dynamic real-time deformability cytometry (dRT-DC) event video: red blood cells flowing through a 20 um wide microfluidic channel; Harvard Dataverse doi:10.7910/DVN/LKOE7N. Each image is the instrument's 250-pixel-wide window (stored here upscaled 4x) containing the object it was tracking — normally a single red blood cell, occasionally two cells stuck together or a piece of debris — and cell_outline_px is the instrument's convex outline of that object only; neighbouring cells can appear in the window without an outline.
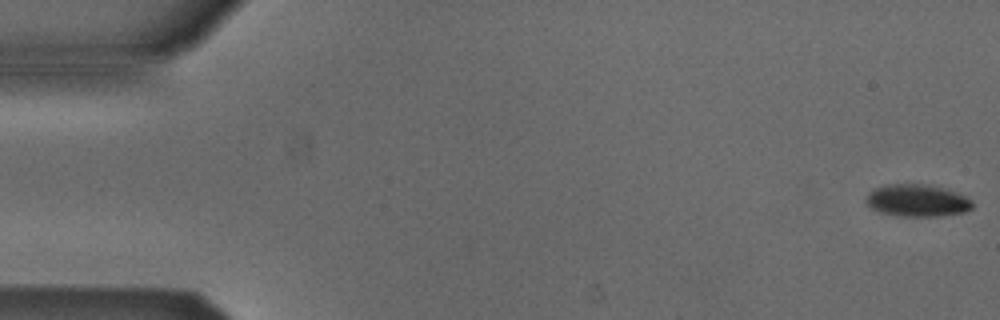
{"species": "Egyptian fruit bat (a non-hibernating species)", "species_latin": "Rousettus aegyptiacus", "temperature_condition": "cold", "stored_images_in_passage": 53, "camera_frame_rate_fps": 3000, "um_per_image_px": 0.085, "animal": {"sex": "male"}, "frame": {"image": 1, "passage_image": 1, "time_ms": 0.0, "image_size_px": [1000, 320], "cell_outline_px": [[972, 208], [964, 212], [940, 216], [896, 216], [880, 212], [872, 208], [864, 200], [868, 192], [876, 188], [892, 184], [924, 184], [956, 192], [972, 200]], "centroid_in_image_um": [77.94, 17.06], "position_along_channel_um": 7.1, "area_um2": 19.77}}
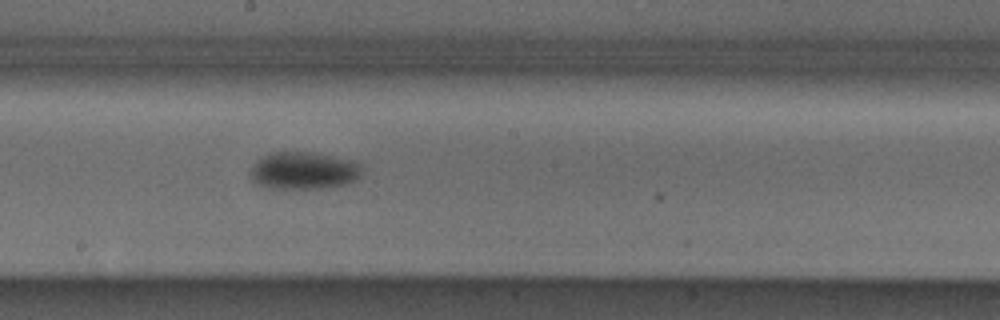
{"frame": {"image": 2, "passage_image": 29, "time_ms": 9.333, "image_size_px": [1000, 320], "cell_outline_px": [[360, 176], [356, 180], [348, 184], [324, 188], [268, 188], [256, 184], [252, 176], [252, 168], [256, 160], [268, 152], [312, 152], [352, 160], [360, 164]], "centroid_in_image_um": [25.82, 14.5], "position_along_channel_um": 222.4, "area_um2": 24.28}}
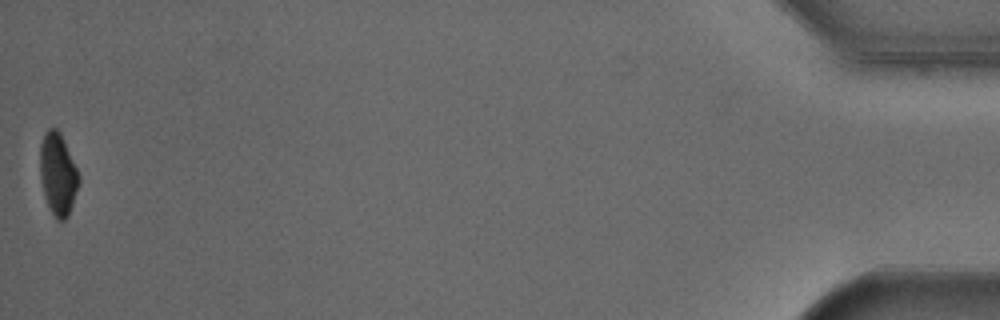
{"frame": {"image": 3, "passage_image": 53, "time_ms": 17.333, "image_size_px": [1000, 320], "cell_outline_px": [[80, 184], [68, 216], [64, 220], [56, 220], [48, 208], [44, 196], [40, 176], [40, 144], [44, 132], [48, 128], [56, 128], [60, 132], [80, 176]], "centroid_in_image_um": [4.92, 14.82], "position_along_channel_um": 430.3, "area_um2": 18.79}, "authors_computed_cell_mechanics": {"area_um2": 22.4842, "velocity_mm_per_s": 3.8715, "shape_relaxation_time_tau1_ms": 3.1313, "shape_relaxation_time_tau2_ms": null, "deformation_change_tau1": 0.0792, "deformation_change_tau2": null}}